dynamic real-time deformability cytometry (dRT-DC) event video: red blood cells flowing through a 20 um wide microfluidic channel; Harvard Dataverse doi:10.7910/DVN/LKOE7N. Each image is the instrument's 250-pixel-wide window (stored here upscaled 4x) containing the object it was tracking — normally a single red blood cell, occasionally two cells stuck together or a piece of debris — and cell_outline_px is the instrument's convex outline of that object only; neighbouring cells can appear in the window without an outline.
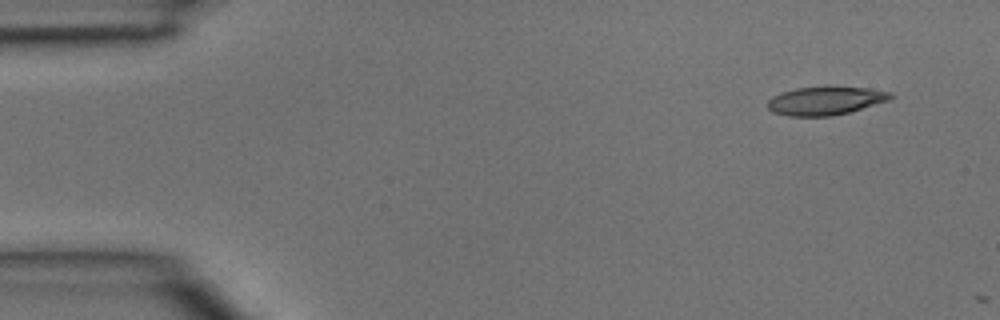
{"species": "common noctule bat (a hibernating species)", "species_latin": "Nyctalus noctula", "temperature_condition": "room temperature", "stored_images_in_passage": 3, "segment_of_instrument_passage": [2, 2], "camera_frame_rate_fps": 3000, "um_per_image_px": 0.085, "animal": {"sex": "male", "body_mass_g": 15.6}, "frame": {"image": 1, "passage_image": 3, "time_ms": 0.667, "image_size_px": [1000, 320], "cell_outline_px": [[896, 96], [888, 100], [848, 112], [832, 116], [788, 116], [772, 112], [768, 108], [768, 100], [772, 96], [796, 88], [824, 84], [832, 84], [868, 88], [892, 92]], "centroid_in_image_um": [70.18, 8.51], "position_along_channel_um": 14.8, "area_um2": 20.98}}